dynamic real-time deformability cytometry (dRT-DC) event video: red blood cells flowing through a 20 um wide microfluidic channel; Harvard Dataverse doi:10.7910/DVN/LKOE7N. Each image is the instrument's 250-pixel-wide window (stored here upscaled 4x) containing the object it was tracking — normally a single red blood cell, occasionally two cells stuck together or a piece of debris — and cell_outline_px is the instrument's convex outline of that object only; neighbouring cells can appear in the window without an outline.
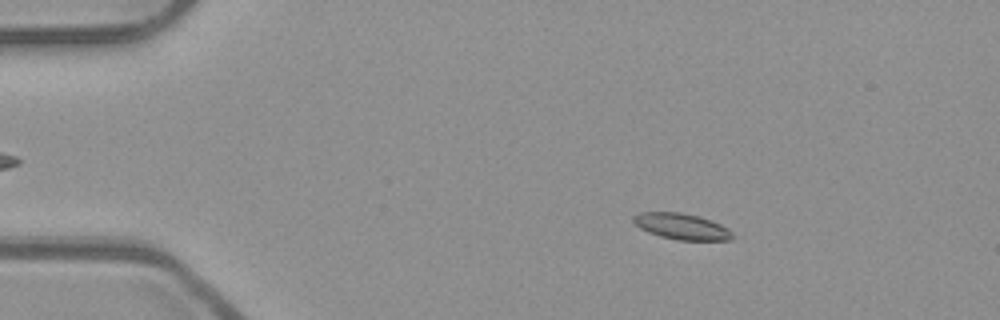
{"species": "common noctule bat (a hibernating species)", "species_latin": "Nyctalus noctula", "temperature_condition": "room temperature", "stored_images_in_passage": 53, "camera_frame_rate_fps": 3000, "um_per_image_px": 0.085, "animal": {"sex": "male", "body_mass_g": 23.1, "forearm_length_mm": 52.7}, "frame": {"image": 1, "passage_image": 9, "time_ms": 2.667, "image_size_px": [1000, 320], "cell_outline_px": [[732, 240], [676, 240], [660, 236], [648, 232], [640, 228], [632, 220], [632, 216], [640, 212], [680, 212], [700, 216], [720, 224], [728, 228], [732, 232]], "centroid_in_image_um": [57.93, 19.24], "position_along_channel_um": 27.1, "area_um2": 15.09}}
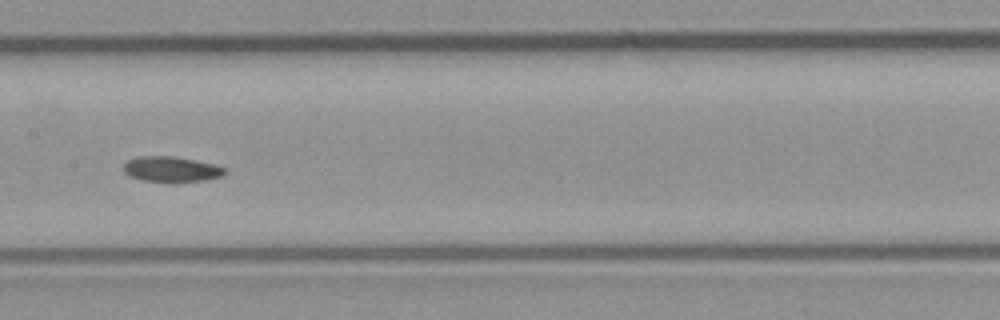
{"frame": {"image": 2, "passage_image": 27, "time_ms": 8.667, "image_size_px": [1000, 320], "cell_outline_px": [[224, 176], [204, 180], [176, 184], [172, 184], [140, 180], [128, 176], [124, 172], [124, 164], [128, 160], [136, 156], [176, 156], [216, 164], [224, 168]], "centroid_in_image_um": [14.55, 14.41], "position_along_channel_um": 192.9, "area_um2": 15.66}}
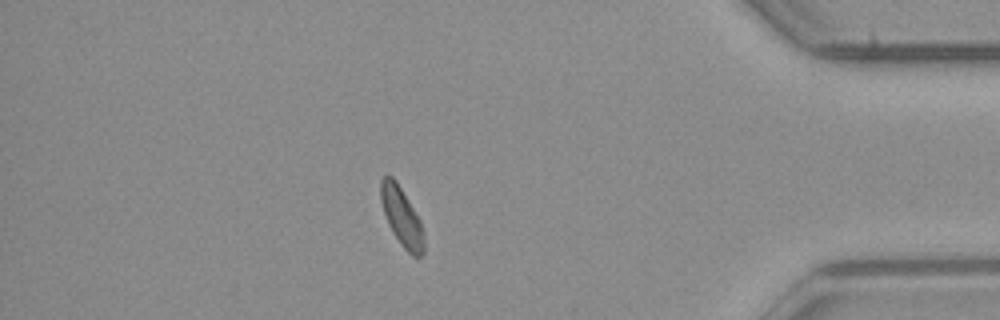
{"frame": {"image": 3, "passage_image": 46, "time_ms": 15.0, "image_size_px": [1000, 320], "cell_outline_px": [[424, 252], [420, 256], [412, 256], [400, 244], [392, 232], [388, 224], [380, 200], [380, 180], [384, 176], [392, 176], [396, 180], [420, 220], [424, 240]], "centroid_in_image_um": [34.13, 18.42], "position_along_channel_um": 401.1, "area_um2": 14.62}}